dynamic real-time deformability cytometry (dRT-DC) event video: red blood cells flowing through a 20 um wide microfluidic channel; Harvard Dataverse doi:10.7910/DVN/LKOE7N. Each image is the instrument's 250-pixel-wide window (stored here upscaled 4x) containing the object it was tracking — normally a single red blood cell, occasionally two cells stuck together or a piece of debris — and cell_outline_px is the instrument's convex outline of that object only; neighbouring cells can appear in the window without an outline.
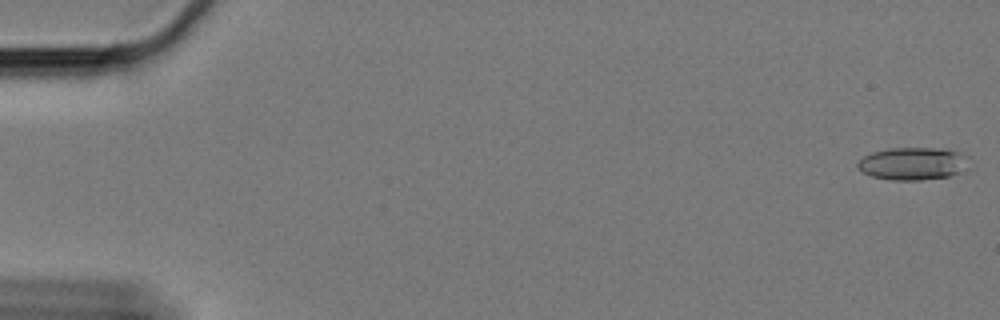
{"species": "Egyptian fruit bat (a non-hibernating species)", "species_latin": "Rousettus aegyptiacus", "temperature_condition": "cold", "stored_images_in_passage": 56, "camera_frame_rate_fps": 3000, "um_per_image_px": 0.085, "animal": {"sex": "female"}, "frame": {"image": 1, "passage_image": 1, "time_ms": 0.0, "image_size_px": [1000, 320], "cell_outline_px": [[972, 168], [948, 176], [920, 180], [892, 180], [872, 176], [864, 172], [856, 164], [864, 156], [872, 152], [888, 148], [956, 148], [968, 156]], "centroid_in_image_um": [77.73, 13.88], "position_along_channel_um": 7.3, "area_um2": 21.68}}
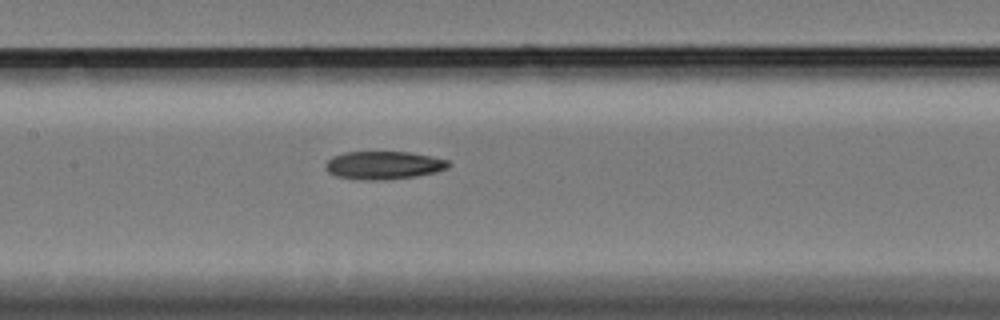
{"frame": {"image": 2, "passage_image": 30, "time_ms": 9.667, "image_size_px": [1000, 320], "cell_outline_px": [[452, 164], [448, 168], [436, 172], [416, 176], [384, 180], [368, 180], [336, 176], [328, 172], [324, 168], [328, 160], [332, 156], [344, 152], [408, 152], [432, 156], [448, 160]], "centroid_in_image_um": [32.63, 14.04], "position_along_channel_um": 174.8, "area_um2": 20.17}}
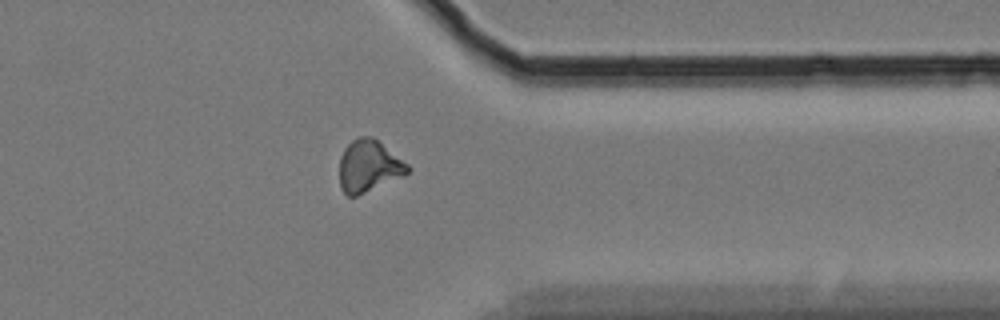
{"frame": {"image": 3, "passage_image": 49, "time_ms": 16.0, "image_size_px": [1000, 320], "cell_outline_px": [[412, 168], [408, 172], [356, 196], [348, 196], [340, 188], [340, 156], [344, 148], [352, 140], [360, 136], [372, 136], [408, 164]], "centroid_in_image_um": [31.31, 14.09], "position_along_channel_um": 380.1, "area_um2": 20.17}}